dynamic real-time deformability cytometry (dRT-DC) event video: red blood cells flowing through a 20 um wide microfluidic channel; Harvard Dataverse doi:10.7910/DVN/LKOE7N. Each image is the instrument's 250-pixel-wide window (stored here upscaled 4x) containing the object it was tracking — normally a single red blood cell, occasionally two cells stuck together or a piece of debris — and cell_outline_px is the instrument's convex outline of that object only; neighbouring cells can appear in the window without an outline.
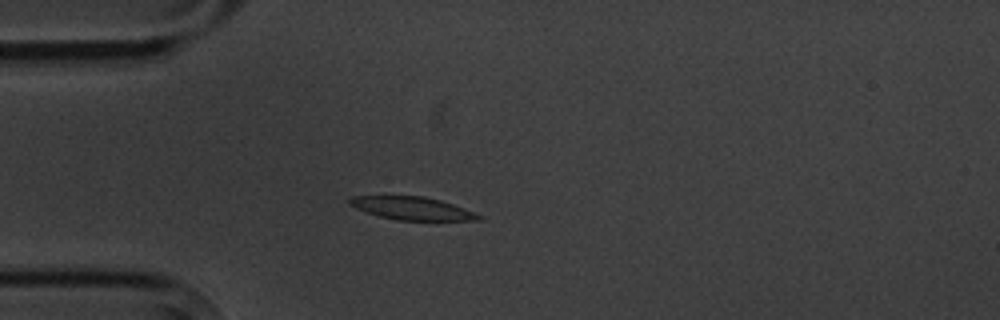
{"species": "common noctule bat (a hibernating species)", "species_latin": "Nyctalus noctula", "temperature_condition": "cold", "stored_images_in_passage": 4, "camera_frame_rate_fps": 3000, "um_per_image_px": 0.085, "animal": {"sex": "male", "body_mass_g": 20.1, "forearm_length_mm": 53.5}, "frame": {"image": 1, "passage_image": 4, "time_ms": 3.333, "image_size_px": [1000, 320], "cell_outline_px": [[484, 216], [480, 220], [396, 220], [380, 216], [356, 208], [348, 204], [348, 200], [352, 196], [424, 196], [440, 200], [452, 204]], "centroid_in_image_um": [35.02, 17.7], "position_along_channel_um": 50.0, "area_um2": 17.05}}